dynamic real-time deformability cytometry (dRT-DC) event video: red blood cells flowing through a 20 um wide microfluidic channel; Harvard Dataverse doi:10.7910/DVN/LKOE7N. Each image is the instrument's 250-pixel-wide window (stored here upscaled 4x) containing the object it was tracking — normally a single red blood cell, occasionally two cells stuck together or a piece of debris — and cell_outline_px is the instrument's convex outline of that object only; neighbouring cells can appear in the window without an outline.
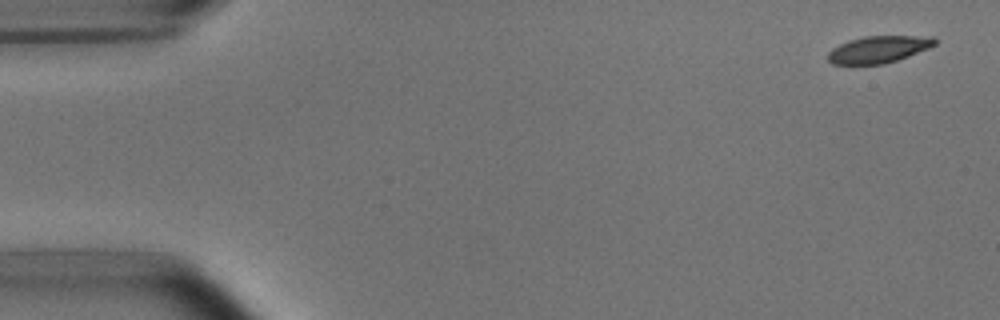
{"species": "common noctule bat (a hibernating species)", "species_latin": "Nyctalus noctula", "temperature_condition": "room temperature", "stored_images_in_passage": 4, "camera_frame_rate_fps": 3000, "um_per_image_px": 0.085, "animal": {"sex": "male", "body_mass_g": 15.6}, "frame": {"image": 1, "passage_image": 1, "time_ms": 0.0, "image_size_px": [1000, 320], "cell_outline_px": [[940, 40], [936, 44], [928, 48], [908, 56], [884, 64], [832, 64], [828, 60], [828, 52], [832, 48], [848, 40], [864, 36], [936, 36]], "centroid_in_image_um": [74.71, 4.18], "position_along_channel_um": 10.3, "area_um2": 16.88}}
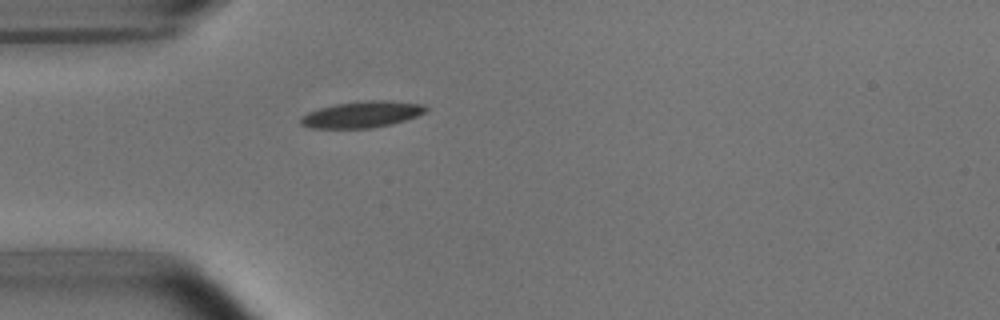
{"frame": {"image": 2, "passage_image": 4, "time_ms": 4.333, "image_size_px": [1000, 320], "cell_outline_px": [[428, 108], [424, 112], [416, 116], [392, 124], [368, 128], [312, 128], [300, 124], [300, 116], [308, 112], [320, 108], [336, 104], [368, 100], [392, 100], [424, 104]], "centroid_in_image_um": [30.76, 9.72], "position_along_channel_um": 54.2, "area_um2": 19.19}}